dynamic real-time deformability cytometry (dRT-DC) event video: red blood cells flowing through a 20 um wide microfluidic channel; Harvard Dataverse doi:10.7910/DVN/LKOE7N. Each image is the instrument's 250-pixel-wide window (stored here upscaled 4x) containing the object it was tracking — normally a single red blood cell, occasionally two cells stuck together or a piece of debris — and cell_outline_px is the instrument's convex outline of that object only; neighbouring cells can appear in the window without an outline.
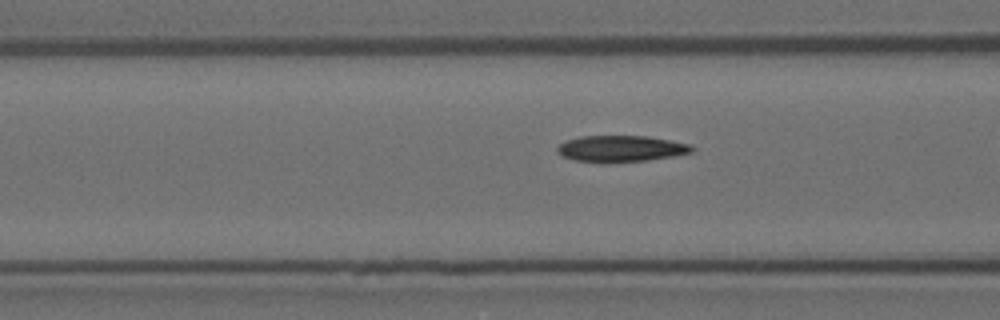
{"species": "Egyptian fruit bat (a non-hibernating species)", "species_latin": "Rousettus aegyptiacus", "temperature_condition": "room temperature", "stored_images_in_passage": 6, "camera_frame_rate_fps": 3000, "um_per_image_px": 0.085, "animal": {"sex": "female"}, "frame": {"image": 1, "passage_image": 4, "time_ms": 1.0, "image_size_px": [1000, 320], "cell_outline_px": [[696, 148], [692, 152], [676, 156], [648, 160], [608, 164], [604, 164], [576, 160], [564, 156], [556, 152], [556, 148], [560, 144], [568, 140], [580, 136], [644, 136], [668, 140], [688, 144]], "centroid_in_image_um": [52.77, 12.66], "position_along_channel_um": 113.8, "area_um2": 20.87}}